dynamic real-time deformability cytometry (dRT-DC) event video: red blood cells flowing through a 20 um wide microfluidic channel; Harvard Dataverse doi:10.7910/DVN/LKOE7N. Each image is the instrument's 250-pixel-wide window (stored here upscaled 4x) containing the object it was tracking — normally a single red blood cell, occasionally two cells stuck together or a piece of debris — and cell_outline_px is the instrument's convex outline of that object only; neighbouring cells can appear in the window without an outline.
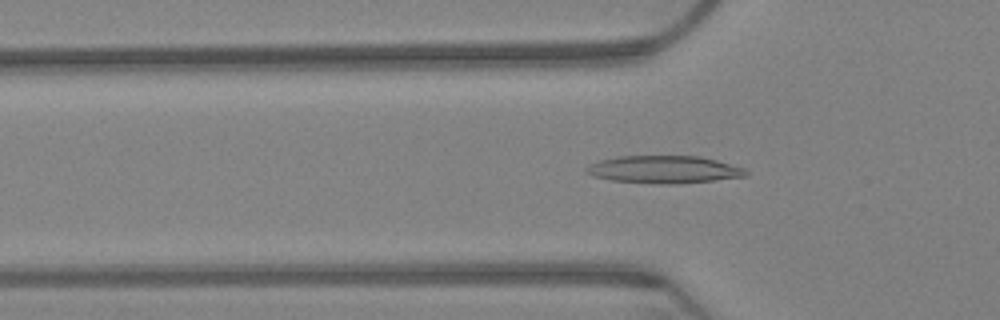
{"species": "Egyptian fruit bat (a non-hibernating species)", "species_latin": "Rousettus aegyptiacus", "temperature_condition": "warm", "stored_images_in_passage": 66, "segment_of_instrument_passage": [1, 2], "camera_frame_rate_fps": 3000, "um_per_image_px": 0.085, "animal": {"sex": "female"}, "frame": {"image": 1, "passage_image": 21, "time_ms": 6.667, "image_size_px": [1000, 320], "cell_outline_px": [[748, 176], [712, 180], [672, 184], [660, 184], [612, 180], [592, 176], [584, 168], [600, 160], [616, 156], [700, 156], [716, 160], [744, 168], [748, 172]], "centroid_in_image_um": [56.44, 14.4], "position_along_channel_um": 69.4, "area_um2": 25.37}}
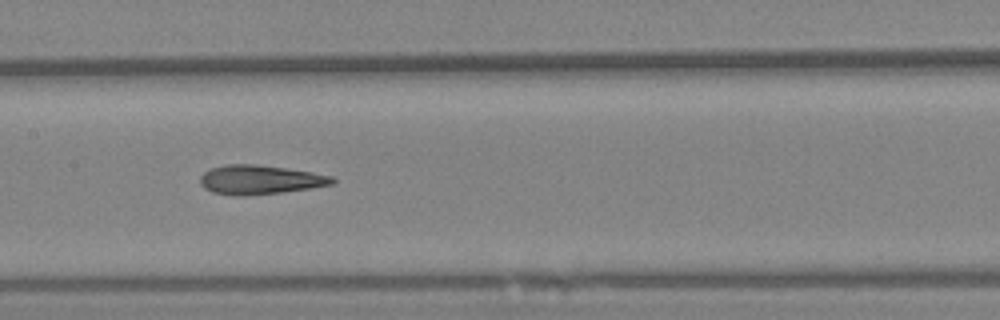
{"frame": {"image": 2, "passage_image": 32, "time_ms": 10.333, "image_size_px": [1000, 320], "cell_outline_px": [[336, 180], [332, 184], [308, 188], [280, 192], [244, 196], [236, 196], [212, 192], [204, 188], [200, 184], [200, 176], [204, 172], [212, 168], [228, 164], [256, 164], [312, 172], [332, 176]], "centroid_in_image_um": [22.05, 15.27], "position_along_channel_um": 185.3, "area_um2": 22.25}}
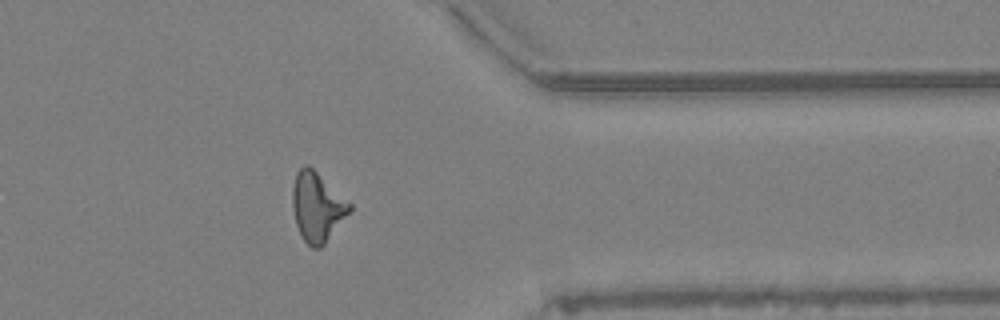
{"frame": {"image": 3, "passage_image": 52, "time_ms": 17.0, "image_size_px": [1000, 320], "cell_outline_px": [[352, 208], [324, 244], [320, 248], [312, 248], [304, 240], [296, 224], [292, 204], [292, 188], [296, 172], [304, 164], [308, 164], [352, 204]], "centroid_in_image_um": [26.94, 17.56], "position_along_channel_um": 384.5, "area_um2": 22.72}}